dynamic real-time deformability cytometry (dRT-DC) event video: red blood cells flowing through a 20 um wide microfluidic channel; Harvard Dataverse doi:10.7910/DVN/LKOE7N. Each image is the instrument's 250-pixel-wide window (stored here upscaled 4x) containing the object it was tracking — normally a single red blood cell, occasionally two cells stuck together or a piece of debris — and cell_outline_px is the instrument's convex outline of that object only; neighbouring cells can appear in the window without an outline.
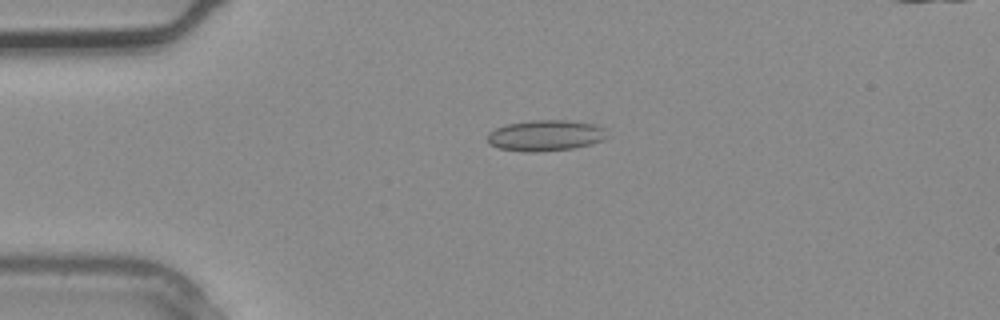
{"species": "common noctule bat (a hibernating species)", "species_latin": "Nyctalus noctula", "temperature_condition": "warm", "stored_images_in_passage": 3, "camera_frame_rate_fps": 3000, "um_per_image_px": 0.085, "animal": {"sex": "male", "body_mass_g": 20.4}, "frame": {"image": 1, "passage_image": 3, "time_ms": 0.667, "image_size_px": [1000, 320], "cell_outline_px": [[608, 136], [604, 140], [592, 144], [572, 148], [536, 152], [524, 152], [500, 148], [488, 144], [488, 132], [496, 128], [508, 124], [532, 120], [564, 120], [596, 124], [604, 128]], "centroid_in_image_um": [46.39, 11.52], "position_along_channel_um": 38.6, "area_um2": 21.62}}